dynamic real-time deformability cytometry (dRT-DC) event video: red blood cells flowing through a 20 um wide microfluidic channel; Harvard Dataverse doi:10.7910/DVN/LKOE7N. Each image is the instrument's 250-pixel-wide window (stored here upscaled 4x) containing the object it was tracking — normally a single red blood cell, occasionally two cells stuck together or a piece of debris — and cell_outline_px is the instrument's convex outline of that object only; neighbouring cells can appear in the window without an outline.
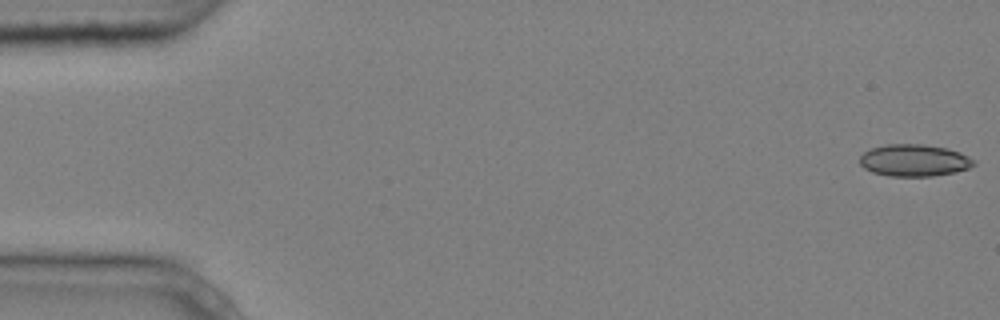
{"species": "common noctule bat (a hibernating species)", "species_latin": "Nyctalus noctula", "temperature_condition": "cold", "stored_images_in_passage": 4, "camera_frame_rate_fps": 3000, "um_per_image_px": 0.085, "animal": {"sex": "male", "body_mass_g": 20.4}, "frame": {"image": 1, "passage_image": 1, "time_ms": 0.0, "image_size_px": [1000, 320], "cell_outline_px": [[976, 164], [968, 168], [956, 172], [932, 176], [888, 176], [872, 172], [864, 168], [860, 164], [860, 156], [864, 152], [872, 148], [884, 144], [924, 144], [948, 148], [960, 152], [976, 160]], "centroid_in_image_um": [77.72, 13.63], "position_along_channel_um": 7.3, "area_um2": 21.44}}